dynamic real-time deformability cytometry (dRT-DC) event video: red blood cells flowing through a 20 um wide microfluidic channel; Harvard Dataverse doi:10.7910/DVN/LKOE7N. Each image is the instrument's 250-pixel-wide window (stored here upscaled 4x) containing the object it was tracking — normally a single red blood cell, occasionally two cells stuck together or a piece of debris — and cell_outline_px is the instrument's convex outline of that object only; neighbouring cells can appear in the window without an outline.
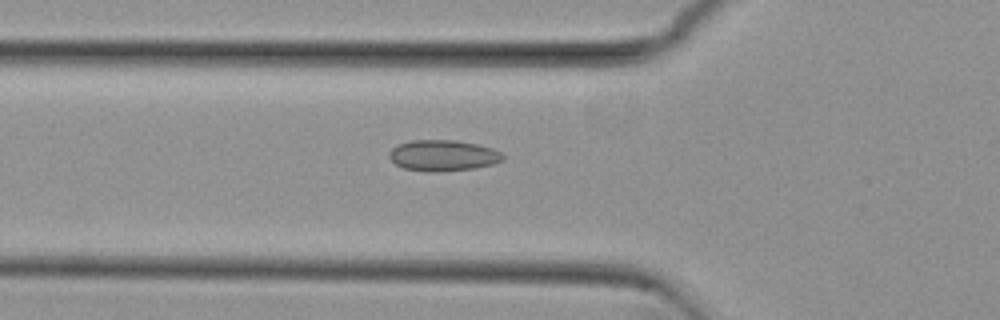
{"species": "common noctule bat (a hibernating species)", "species_latin": "Nyctalus noctula", "temperature_condition": "cold", "stored_images_in_passage": 37, "camera_frame_rate_fps": 3000, "um_per_image_px": 0.085, "animal": {"sex": "female", "body_mass_g": 29.2, "forearm_length_mm": 56.3}, "frame": {"image": 1, "passage_image": 2, "time_ms": 0.333, "image_size_px": [1000, 320], "cell_outline_px": [[504, 160], [492, 164], [476, 168], [436, 172], [428, 172], [404, 168], [396, 164], [388, 156], [388, 152], [392, 148], [400, 144], [412, 140], [456, 140], [476, 144], [492, 148], [500, 152], [504, 156]], "centroid_in_image_um": [37.66, 13.22], "position_along_channel_um": 88.1, "area_um2": 20.52}}
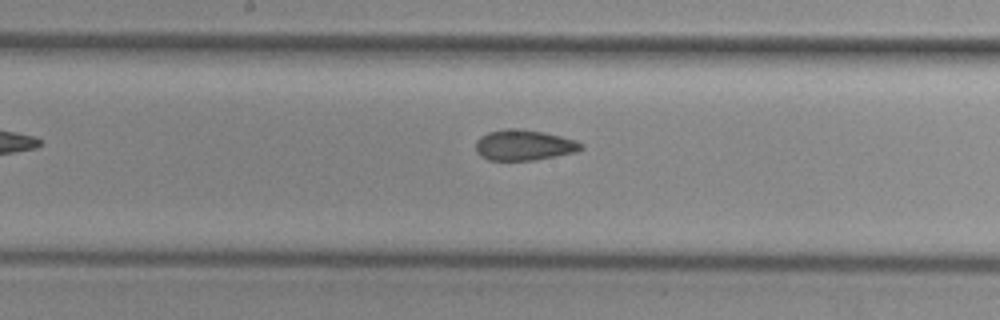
{"frame": {"image": 2, "passage_image": 11, "time_ms": 3.333, "image_size_px": [1000, 320], "cell_outline_px": [[584, 148], [576, 152], [532, 160], [488, 160], [480, 156], [476, 152], [476, 140], [480, 136], [488, 132], [504, 128], [520, 128], [544, 132], [576, 140], [584, 144]], "centroid_in_image_um": [44.52, 12.32], "position_along_channel_um": 203.7, "area_um2": 18.96}}
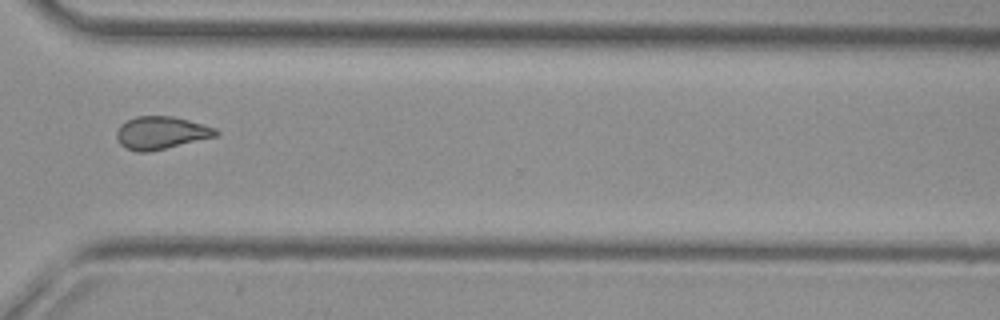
{"frame": {"image": 3, "passage_image": 23, "time_ms": 7.333, "image_size_px": [1000, 320], "cell_outline_px": [[220, 132], [216, 136], [148, 152], [136, 152], [120, 144], [116, 140], [116, 132], [120, 124], [136, 116], [172, 116], [204, 124], [216, 128]], "centroid_in_image_um": [13.67, 11.28], "position_along_channel_um": 356.9, "area_um2": 18.84}}